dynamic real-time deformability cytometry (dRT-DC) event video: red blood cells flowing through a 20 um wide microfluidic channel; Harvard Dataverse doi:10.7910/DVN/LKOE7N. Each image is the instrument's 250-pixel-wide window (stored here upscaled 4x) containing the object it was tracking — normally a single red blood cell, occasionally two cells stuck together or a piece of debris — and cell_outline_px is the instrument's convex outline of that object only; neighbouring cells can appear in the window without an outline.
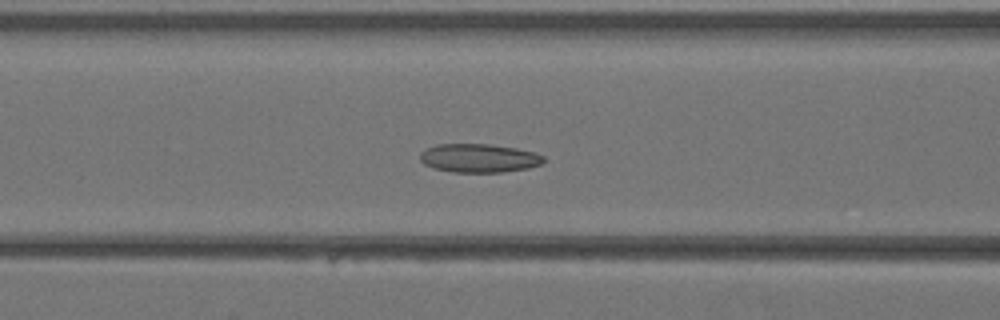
{"species": "Egyptian fruit bat (a non-hibernating species)", "species_latin": "Rousettus aegyptiacus", "temperature_condition": "warm", "stored_images_in_passage": 41, "camera_frame_rate_fps": 3000, "um_per_image_px": 0.085, "animal": {"sex": "female"}, "frame": {"image": 1, "passage_image": 17, "time_ms": 5.333, "image_size_px": [1000, 320], "cell_outline_px": [[544, 160], [540, 164], [528, 168], [500, 172], [452, 172], [432, 168], [424, 164], [420, 160], [420, 152], [424, 148], [436, 144], [488, 144], [516, 148], [536, 152], [544, 156]], "centroid_in_image_um": [40.67, 13.43], "position_along_channel_um": 125.9, "area_um2": 20.75}}
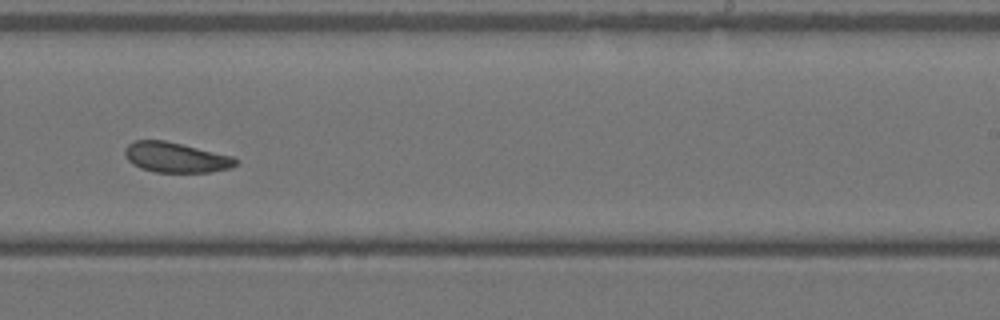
{"frame": {"image": 2, "passage_image": 26, "time_ms": 8.333, "image_size_px": [1000, 320], "cell_outline_px": [[240, 160], [232, 168], [208, 172], [156, 172], [140, 168], [132, 164], [128, 160], [124, 152], [124, 148], [128, 144], [136, 140], [164, 140], [232, 156]], "centroid_in_image_um": [14.93, 13.38], "position_along_channel_um": 274.1, "area_um2": 19.42}}
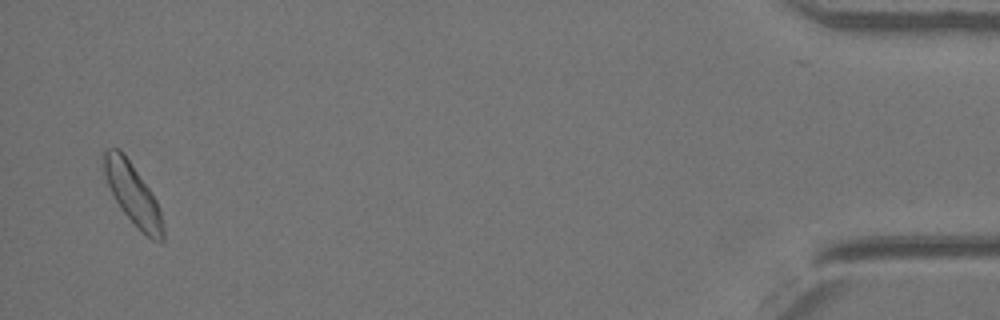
{"frame": {"image": 3, "passage_image": 40, "time_ms": 13.0, "image_size_px": [1000, 320], "cell_outline_px": [[164, 240], [152, 240], [140, 232], [120, 208], [108, 184], [104, 172], [104, 148], [120, 148], [148, 188], [156, 200], [160, 212], [164, 228]], "centroid_in_image_um": [11.29, 16.53], "position_along_channel_um": 423.9, "area_um2": 20.58}}